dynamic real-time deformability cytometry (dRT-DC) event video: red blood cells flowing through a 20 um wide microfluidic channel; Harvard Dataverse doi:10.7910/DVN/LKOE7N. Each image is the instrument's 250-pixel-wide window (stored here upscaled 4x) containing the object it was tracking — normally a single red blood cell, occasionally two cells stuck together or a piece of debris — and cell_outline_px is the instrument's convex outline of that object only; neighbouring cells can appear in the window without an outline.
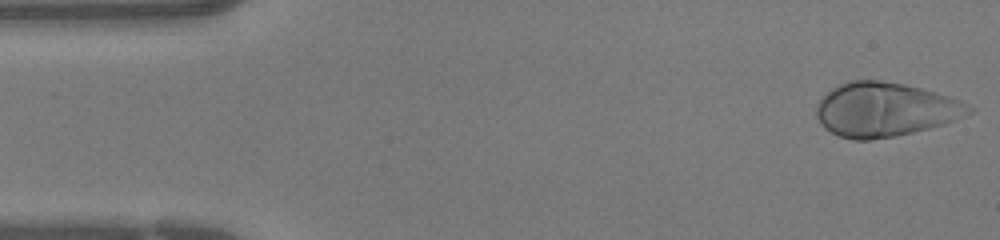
{"species": "human", "species_latin": "Homo sapiens", "temperature_condition": "warm", "stored_images_in_passage": 43, "camera_frame_rate_fps": 3000, "um_per_image_px": 0.085, "donor": {"sex": "female"}, "frame": {"image": 1, "passage_image": 1, "time_ms": 0.0, "image_size_px": [1000, 240], "cell_outline_px": [[976, 108], [972, 112], [964, 116], [944, 124], [896, 136], [872, 140], [852, 140], [840, 136], [824, 128], [816, 116], [816, 108], [820, 100], [832, 88], [848, 80], [880, 80], [904, 84], [920, 88], [948, 96], [960, 100]], "centroid_in_image_um": [75.23, 9.32], "position_along_channel_um": 9.8, "area_um2": 47.97}}
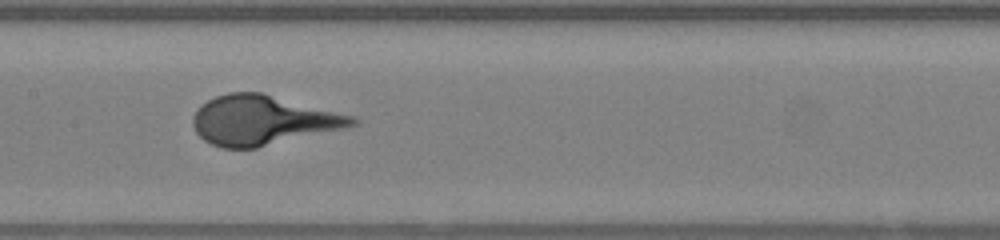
{"frame": {"image": 2, "passage_image": 20, "time_ms": 6.333, "image_size_px": [1000, 240], "cell_outline_px": [[360, 124], [344, 128], [256, 148], [220, 148], [204, 140], [196, 132], [192, 124], [192, 116], [196, 108], [200, 104], [216, 96], [228, 92], [260, 92], [356, 116], [360, 120]], "centroid_in_image_um": [22.32, 10.21], "position_along_channel_um": 185.1, "area_um2": 46.18}}
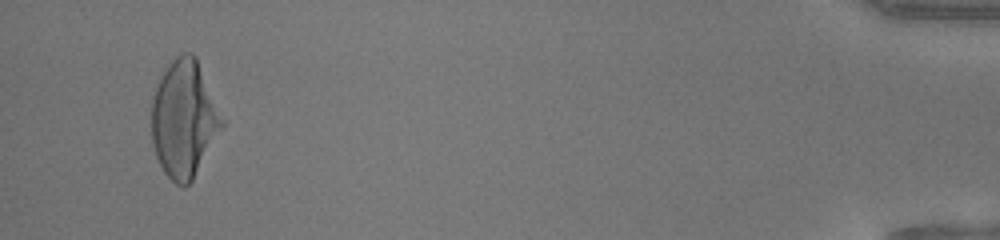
{"frame": {"image": 3, "passage_image": 41, "time_ms": 13.333, "image_size_px": [1000, 240], "cell_outline_px": [[224, 124], [192, 180], [184, 188], [176, 184], [164, 172], [156, 156], [152, 144], [152, 100], [156, 88], [164, 72], [172, 60], [176, 56], [184, 52], [192, 52], [196, 56], [224, 120]], "centroid_in_image_um": [15.64, 10.11], "position_along_channel_um": 419.6, "area_um2": 47.45}}